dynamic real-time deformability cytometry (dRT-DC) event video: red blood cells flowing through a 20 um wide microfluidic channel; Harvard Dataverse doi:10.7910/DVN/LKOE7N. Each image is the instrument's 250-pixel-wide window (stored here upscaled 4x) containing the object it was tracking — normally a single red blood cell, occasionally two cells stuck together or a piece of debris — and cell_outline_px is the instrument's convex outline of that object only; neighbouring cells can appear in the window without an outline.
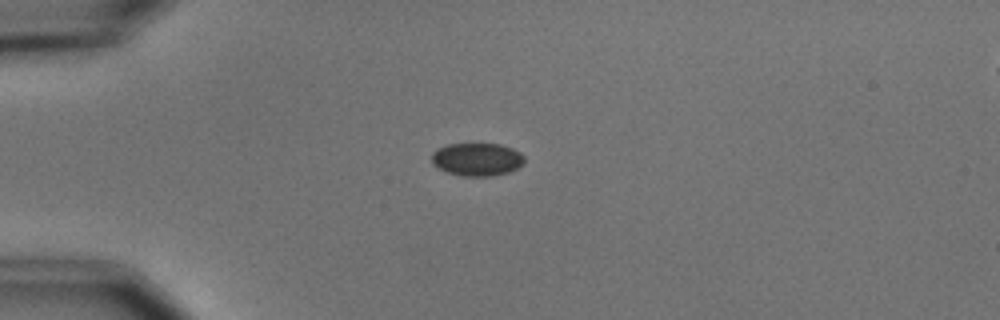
{"species": "common noctule bat (a hibernating species)", "species_latin": "Nyctalus noctula", "temperature_condition": "cold", "stored_images_in_passage": 6, "camera_frame_rate_fps": 3000, "um_per_image_px": 0.085, "animal": {"sex": "male", "body_mass_g": 15.6}, "frame": {"image": 1, "passage_image": 1, "time_ms": 0.0, "image_size_px": [1000, 320], "cell_outline_px": [[524, 164], [508, 172], [492, 176], [460, 176], [448, 172], [432, 164], [432, 152], [436, 148], [448, 144], [500, 144], [512, 148], [520, 152], [524, 156]], "centroid_in_image_um": [40.54, 13.54], "position_along_channel_um": 44.5, "area_um2": 17.86}}
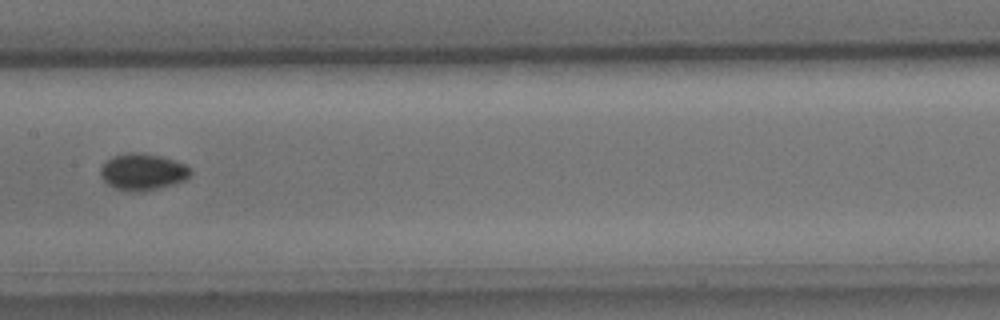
{"frame": {"image": 2, "passage_image": 5, "time_ms": 4.667, "image_size_px": [1000, 320], "cell_outline_px": [[192, 172], [184, 180], [172, 184], [144, 192], [132, 192], [116, 188], [108, 184], [100, 176], [100, 168], [104, 160], [112, 156], [128, 152], [144, 152], [160, 156], [184, 164], [192, 168]], "centroid_in_image_um": [12.09, 14.59], "position_along_channel_um": 195.3, "area_um2": 19.36}}
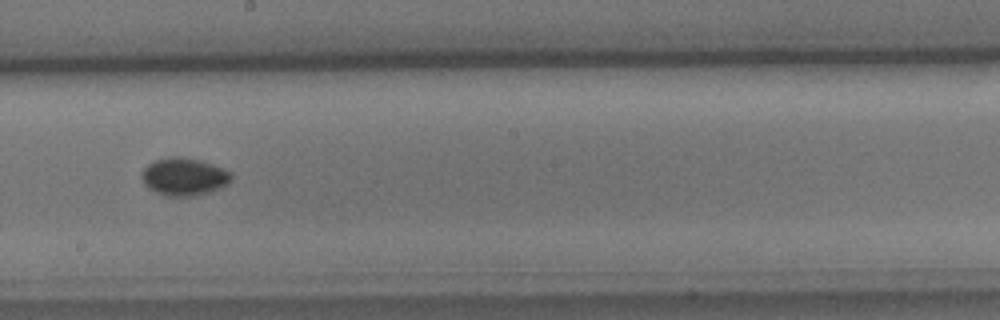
{"frame": {"image": 3, "passage_image": 6, "time_ms": 5.667, "image_size_px": [1000, 320], "cell_outline_px": [[232, 180], [228, 184], [220, 188], [196, 196], [164, 196], [148, 188], [144, 184], [140, 176], [140, 172], [148, 164], [156, 160], [172, 156], [176, 156], [200, 160], [212, 164], [228, 172], [232, 176]], "centroid_in_image_um": [15.6, 15.03], "position_along_channel_um": 232.6, "area_um2": 19.65}}